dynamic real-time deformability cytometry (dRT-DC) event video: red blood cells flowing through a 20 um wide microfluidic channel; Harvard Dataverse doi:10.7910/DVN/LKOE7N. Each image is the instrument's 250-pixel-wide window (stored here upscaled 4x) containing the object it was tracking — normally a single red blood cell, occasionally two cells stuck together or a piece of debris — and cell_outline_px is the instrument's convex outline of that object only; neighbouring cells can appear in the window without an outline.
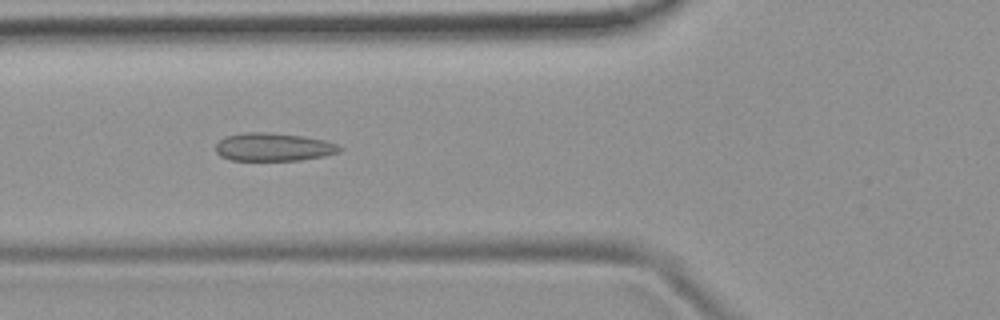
{"species": "common noctule bat (a hibernating species)", "species_latin": "Nyctalus noctula", "temperature_condition": "room temperature", "stored_images_in_passage": 52, "camera_frame_rate_fps": 3000, "um_per_image_px": 0.085, "animal": {"sex": "female", "body_mass_g": 19.9}, "frame": {"image": 1, "passage_image": 18, "time_ms": 5.667, "image_size_px": [1000, 320], "cell_outline_px": [[344, 148], [340, 152], [324, 156], [300, 160], [232, 160], [220, 156], [216, 152], [216, 144], [220, 140], [228, 136], [248, 132], [268, 132], [304, 136], [324, 140], [336, 144]], "centroid_in_image_um": [23.27, 12.5], "position_along_channel_um": 102.5, "area_um2": 20.23}}
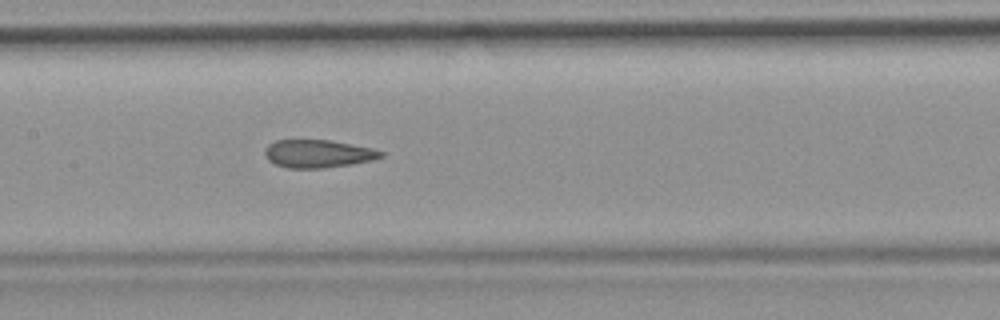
{"frame": {"image": 2, "passage_image": 24, "time_ms": 7.667, "image_size_px": [1000, 320], "cell_outline_px": [[384, 156], [372, 160], [352, 164], [324, 168], [288, 168], [276, 164], [268, 160], [264, 156], [264, 148], [268, 144], [276, 140], [328, 140], [352, 144], [372, 148], [384, 152]], "centroid_in_image_um": [27.01, 13.06], "position_along_channel_um": 180.4, "area_um2": 18.96}}
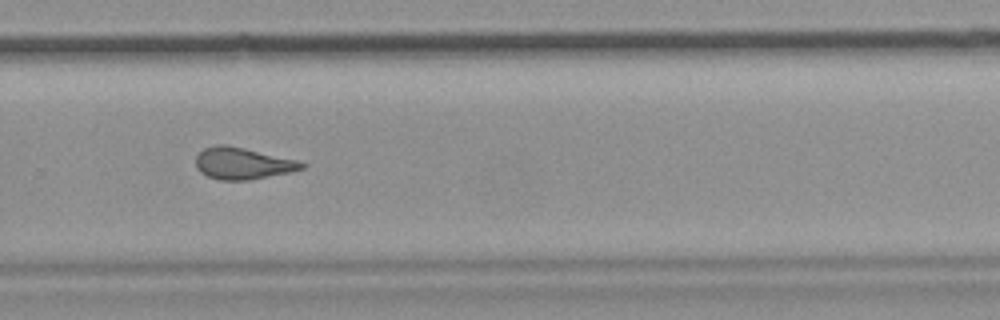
{"frame": {"image": 3, "passage_image": 34, "time_ms": 11.0, "image_size_px": [1000, 320], "cell_outline_px": [[308, 164], [304, 168], [288, 172], [248, 180], [220, 180], [208, 176], [200, 172], [196, 168], [196, 156], [204, 148], [216, 144], [224, 144], [244, 148], [296, 160]], "centroid_in_image_um": [20.59, 13.88], "position_along_channel_um": 309.2, "area_um2": 19.36}, "authors_computed_cell_mechanics": {"area_um2": 19.9988, "velocity_mm_per_s": 3.8902, "shape_relaxation_time_tau1_ms": null, "shape_relaxation_time_tau2_ms": 1.9958, "deformation_change_tau1": null, "deformation_change_tau2": 0.1002}}